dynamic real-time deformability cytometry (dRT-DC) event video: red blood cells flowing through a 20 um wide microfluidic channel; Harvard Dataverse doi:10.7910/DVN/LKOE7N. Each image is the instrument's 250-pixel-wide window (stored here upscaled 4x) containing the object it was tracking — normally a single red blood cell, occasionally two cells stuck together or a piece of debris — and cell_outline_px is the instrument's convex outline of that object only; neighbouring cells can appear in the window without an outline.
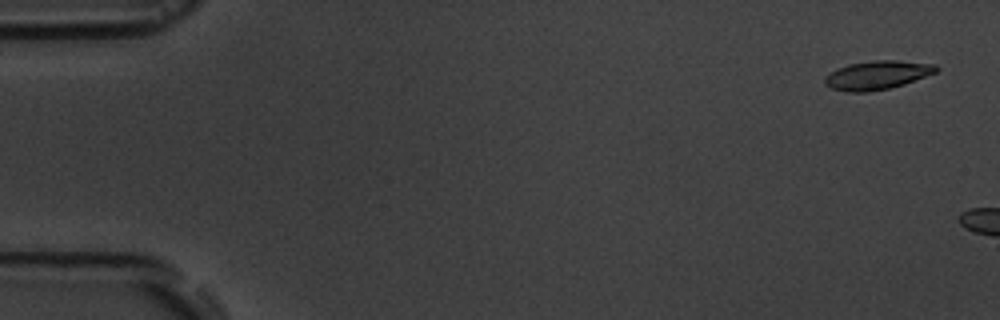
{"species": "common noctule bat (a hibernating species)", "species_latin": "Nyctalus noctula", "temperature_condition": "room temperature", "stored_images_in_passage": 3, "camera_frame_rate_fps": 3000, "um_per_image_px": 0.085, "animal": {"sex": "male", "body_mass_g": 19.5, "forearm_length_mm": 54.6}, "frame": {"image": 1, "passage_image": 1, "time_ms": 0.0, "image_size_px": [1000, 320], "cell_outline_px": [[940, 68], [936, 72], [904, 84], [888, 88], [868, 92], [848, 92], [832, 88], [824, 84], [824, 76], [836, 68], [848, 64], [872, 60], [896, 60], [936, 64]], "centroid_in_image_um": [74.54, 6.37], "position_along_channel_um": 10.5, "area_um2": 18.73}}